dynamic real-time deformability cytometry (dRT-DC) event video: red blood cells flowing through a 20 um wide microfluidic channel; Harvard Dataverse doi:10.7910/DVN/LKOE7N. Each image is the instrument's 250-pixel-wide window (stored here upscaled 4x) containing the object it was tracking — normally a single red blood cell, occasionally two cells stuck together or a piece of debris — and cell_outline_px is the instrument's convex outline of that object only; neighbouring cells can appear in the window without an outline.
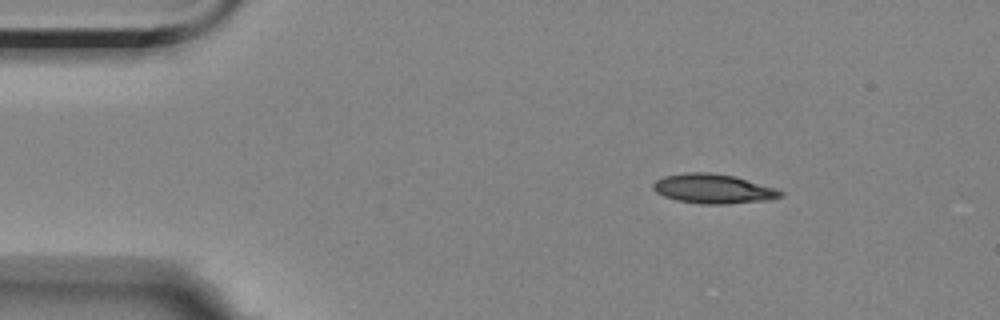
{"species": "Egyptian fruit bat (a non-hibernating species)", "species_latin": "Rousettus aegyptiacus", "temperature_condition": "room temperature", "stored_images_in_passage": 13, "camera_frame_rate_fps": 3000, "um_per_image_px": 0.085, "animal": {"sex": "female"}, "frame": {"image": 1, "passage_image": 1, "time_ms": 0.0, "image_size_px": [1000, 320], "cell_outline_px": [[784, 196], [768, 200], [728, 204], [704, 204], [676, 200], [664, 196], [656, 192], [652, 188], [652, 184], [656, 180], [664, 176], [688, 172], [708, 172], [736, 176], [776, 188], [784, 192]], "centroid_in_image_um": [60.65, 16.04], "position_along_channel_um": 24.4, "area_um2": 22.02}}
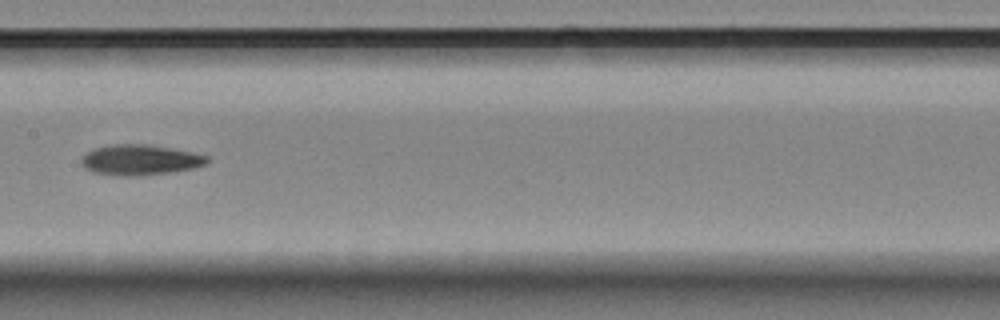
{"frame": {"image": 2, "passage_image": 6, "time_ms": 6.667, "image_size_px": [1000, 320], "cell_outline_px": [[208, 160], [204, 164], [192, 168], [168, 172], [128, 176], [96, 172], [84, 168], [80, 160], [92, 148], [112, 144], [148, 144], [208, 156]], "centroid_in_image_um": [11.85, 13.57], "position_along_channel_um": 195.6, "area_um2": 21.62}}
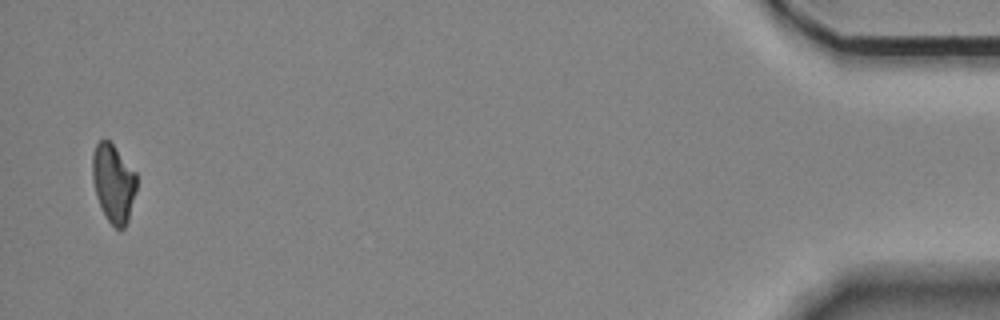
{"frame": {"image": 3, "passage_image": 13, "time_ms": 15.667, "image_size_px": [1000, 320], "cell_outline_px": [[136, 192], [128, 220], [124, 228], [116, 228], [104, 216], [96, 196], [92, 180], [92, 156], [96, 144], [100, 140], [108, 140], [112, 144], [136, 172]], "centroid_in_image_um": [9.63, 15.58], "position_along_channel_um": 425.6, "area_um2": 20.11}}